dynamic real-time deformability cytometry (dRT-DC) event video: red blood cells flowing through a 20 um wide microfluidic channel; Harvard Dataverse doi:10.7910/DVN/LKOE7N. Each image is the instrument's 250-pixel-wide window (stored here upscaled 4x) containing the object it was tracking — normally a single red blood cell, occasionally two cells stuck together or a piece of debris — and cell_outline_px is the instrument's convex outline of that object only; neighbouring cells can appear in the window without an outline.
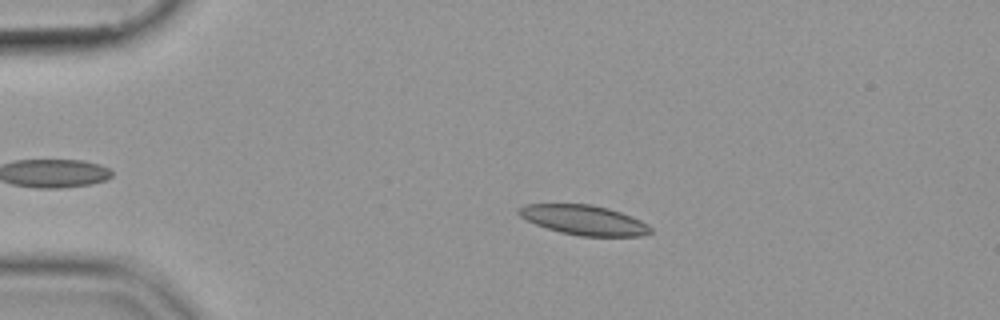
{"species": "common noctule bat (a hibernating species)", "species_latin": "Nyctalus noctula", "temperature_condition": "cold", "stored_images_in_passage": 48, "camera_frame_rate_fps": 3000, "um_per_image_px": 0.085, "animal": {"sex": "female", "body_mass_g": 19.9}, "frame": {"image": 1, "passage_image": 11, "time_ms": 3.333, "image_size_px": [1000, 320], "cell_outline_px": [[652, 232], [640, 236], [580, 236], [560, 232], [536, 224], [520, 216], [516, 212], [516, 208], [524, 204], [592, 204], [608, 208], [620, 212], [640, 220], [648, 224], [652, 228]], "centroid_in_image_um": [49.62, 18.69], "position_along_channel_um": 35.4, "area_um2": 22.83}}
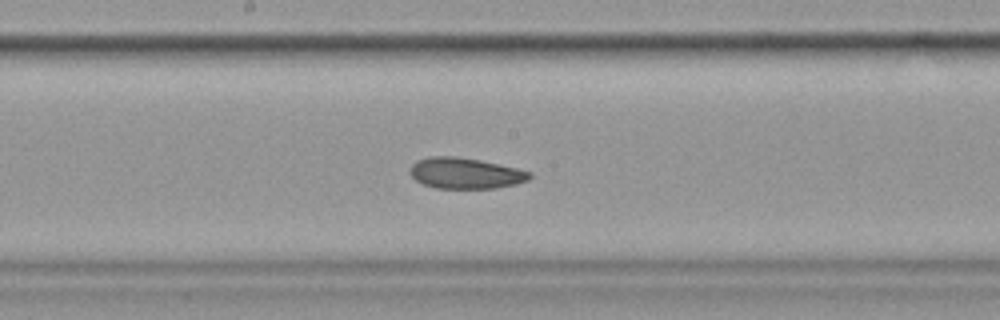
{"frame": {"image": 2, "passage_image": 29, "time_ms": 9.333, "image_size_px": [1000, 320], "cell_outline_px": [[532, 176], [528, 180], [516, 184], [496, 188], [436, 188], [424, 184], [416, 180], [408, 172], [408, 168], [416, 160], [428, 156], [456, 156], [480, 160], [516, 168], [532, 172]], "centroid_in_image_um": [39.53, 14.71], "position_along_channel_um": 208.7, "area_um2": 21.68}}
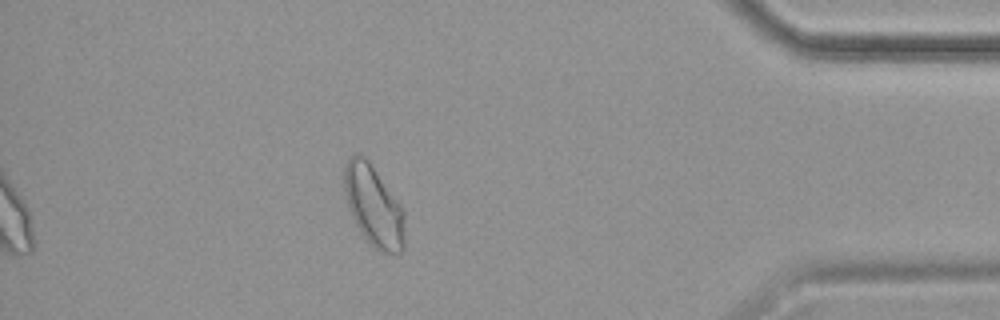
{"frame": {"image": 3, "passage_image": 48, "time_ms": 15.667, "image_size_px": [1000, 320], "cell_outline_px": [[404, 248], [400, 252], [384, 252], [372, 248], [360, 232], [348, 208], [344, 192], [344, 164], [352, 156], [360, 152], [368, 160], [400, 204], [404, 212]], "centroid_in_image_um": [31.74, 17.51], "position_along_channel_um": 403.5, "area_um2": 28.44}}